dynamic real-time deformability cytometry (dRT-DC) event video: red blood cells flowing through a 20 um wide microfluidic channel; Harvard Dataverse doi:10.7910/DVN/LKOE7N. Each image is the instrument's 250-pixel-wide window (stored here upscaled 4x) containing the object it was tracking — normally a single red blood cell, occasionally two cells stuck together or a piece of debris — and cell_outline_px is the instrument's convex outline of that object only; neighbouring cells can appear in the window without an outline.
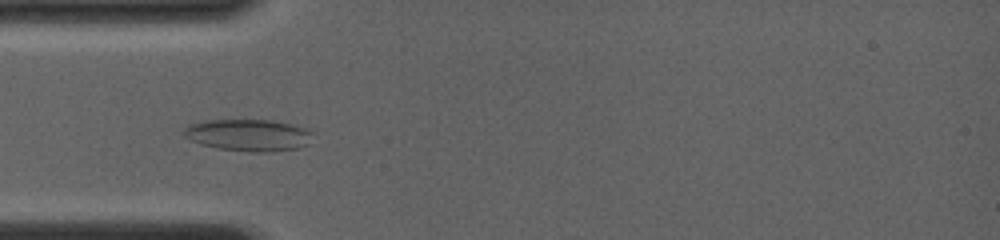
{"species": "common noctule bat (a hibernating species)", "species_latin": "Nyctalus noctula", "temperature_condition": "room temperature", "stored_images_in_passage": 28, "camera_frame_rate_fps": 4000, "um_per_image_px": 0.085, "animal": {"sex": "female", "body_mass_g": 19.0, "forearm_length_mm": 56.7}, "frame": {"image": 1, "passage_image": 1, "time_ms": 0.0, "image_size_px": [1000, 240], "cell_outline_px": [[312, 132], [308, 144], [300, 148], [272, 152], [248, 152], [216, 148], [200, 144], [184, 136], [184, 128], [188, 124], [204, 120], [272, 120], [292, 124], [304, 128]], "centroid_in_image_um": [21.1, 11.49], "position_along_channel_um": 63.9, "area_um2": 24.1}}
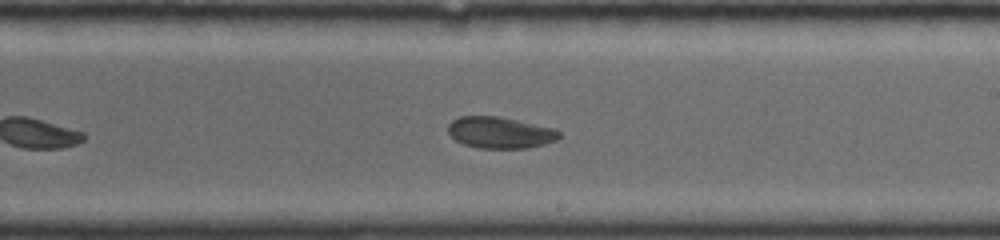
{"frame": {"image": 2, "passage_image": 13, "time_ms": 4.5, "image_size_px": [1000, 240], "cell_outline_px": [[564, 136], [556, 140], [544, 144], [528, 148], [480, 148], [464, 144], [456, 140], [448, 132], [448, 124], [452, 120], [460, 116], [500, 116], [556, 128]], "centroid_in_image_um": [42.55, 11.26], "position_along_channel_um": 246.4, "area_um2": 20.58}}
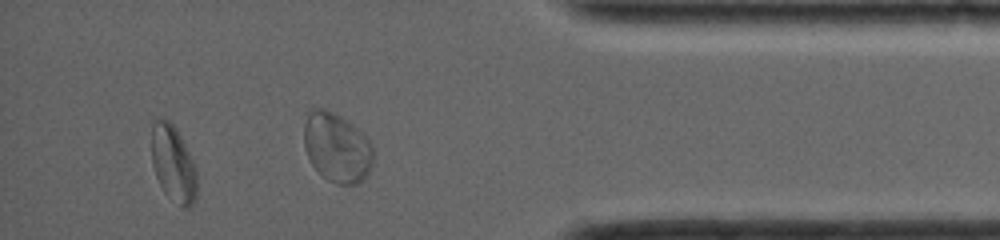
{"frame": {"image": 3, "passage_image": 24, "time_ms": 8.75, "image_size_px": [1000, 240], "cell_outline_px": [[196, 196], [192, 204], [188, 208], [184, 208], [164, 192], [156, 176], [152, 164], [152, 120], [164, 116], [176, 128], [196, 168]], "centroid_in_image_um": [14.7, 13.87], "position_along_channel_um": 420.5, "area_um2": 20.0}, "authors_computed_cell_mechanics": {"area_um2": 21.1837, "velocity_mm_per_s": 4.0651, "shape_relaxation_time_tau1_ms": 5.4341, "shape_relaxation_time_tau2_ms": 2.5573, "deformation_change_tau1": 0.106, "deformation_change_tau2": 0.0382}}